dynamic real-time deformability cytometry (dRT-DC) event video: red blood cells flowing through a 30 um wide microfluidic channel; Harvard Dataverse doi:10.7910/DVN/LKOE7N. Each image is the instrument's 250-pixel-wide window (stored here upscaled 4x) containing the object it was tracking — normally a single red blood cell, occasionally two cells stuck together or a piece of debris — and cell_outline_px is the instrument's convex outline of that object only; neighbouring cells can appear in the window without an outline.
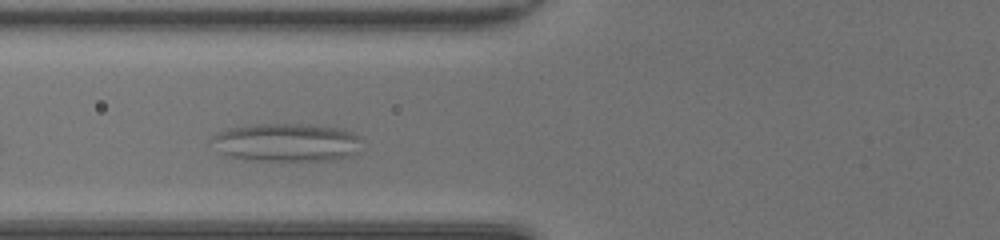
{"species": "common noctule bat (a hibernating species)", "species_latin": "Nyctalus noctula", "temperature_condition": "room temperature", "stored_images_in_passage": 26, "camera_frame_rate_fps": 3000, "um_per_image_px": 0.085, "animal": {"sex": "female", "body_mass_g": 20.0, "forearm_length_mm": 54.0}, "frame": {"image": 1, "passage_image": 4, "time_ms": 1.0, "image_size_px": [1000, 240], "cell_outline_px": [[360, 152], [352, 156], [332, 160], [244, 160], [228, 156], [220, 152], [208, 140], [216, 132], [228, 128], [252, 124], [304, 124], [336, 128], [352, 132], [360, 136]], "centroid_in_image_um": [24.32, 12.11], "position_along_channel_um": 101.5, "area_um2": 33.81}}
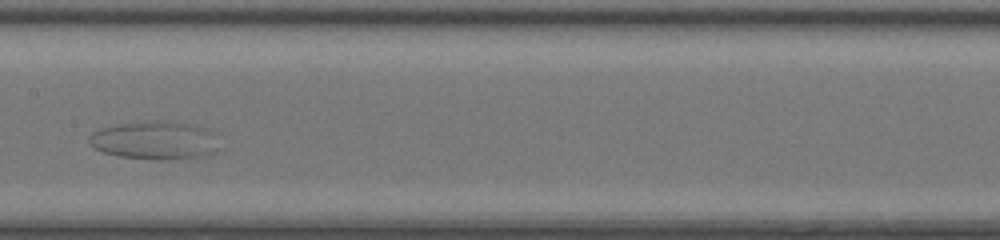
{"frame": {"image": 2, "passage_image": 11, "time_ms": 3.333, "image_size_px": [1000, 240], "cell_outline_px": [[224, 148], [216, 152], [204, 156], [160, 160], [120, 156], [104, 152], [96, 148], [88, 140], [88, 136], [92, 132], [100, 128], [120, 124], [148, 120], [168, 120], [188, 124], [204, 128], [216, 132]], "centroid_in_image_um": [13.28, 11.92], "position_along_channel_um": 194.1, "area_um2": 29.54}}
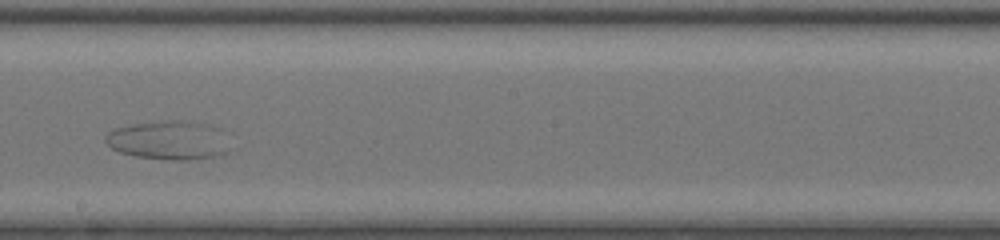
{"frame": {"image": 3, "passage_image": 14, "time_ms": 4.333, "image_size_px": [1000, 240], "cell_outline_px": [[236, 148], [232, 152], [216, 156], [192, 160], [168, 160], [136, 156], [120, 152], [112, 148], [104, 140], [104, 136], [108, 132], [116, 128], [132, 124], [164, 120], [184, 120], [208, 124]], "centroid_in_image_um": [14.37, 11.94], "position_along_channel_um": 233.8, "area_um2": 28.44}}